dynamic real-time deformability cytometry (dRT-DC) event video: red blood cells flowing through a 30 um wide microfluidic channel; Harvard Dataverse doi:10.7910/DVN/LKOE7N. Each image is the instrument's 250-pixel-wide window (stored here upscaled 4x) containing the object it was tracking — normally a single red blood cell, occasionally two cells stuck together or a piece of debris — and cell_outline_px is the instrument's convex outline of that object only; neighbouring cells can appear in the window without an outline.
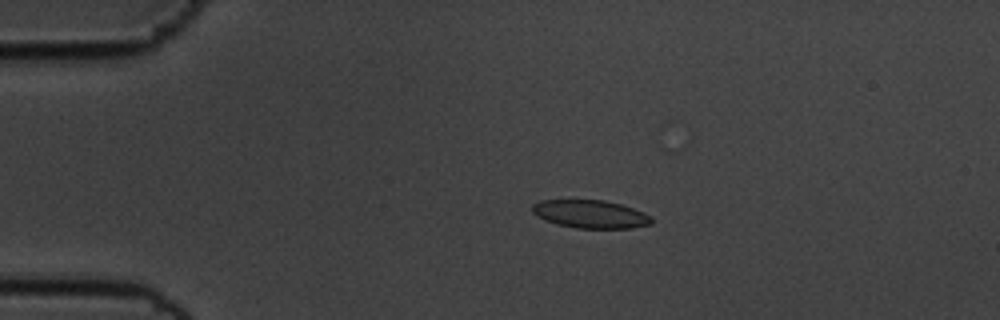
{"species": "common noctule bat (a hibernating species)", "species_latin": "Nyctalus noctula", "temperature_condition": "cold", "stored_images_in_passage": 58, "camera_frame_rate_fps": 3000, "um_per_image_px": 0.085, "animal": {"sex": "male", "body_mass_g": 19.5, "forearm_length_mm": 54.6}, "frame": {"image": 1, "passage_image": 12, "time_ms": 3.667, "image_size_px": [1000, 320], "cell_outline_px": [[652, 224], [632, 228], [576, 228], [556, 224], [544, 220], [536, 216], [532, 212], [532, 204], [540, 200], [604, 200], [620, 204], [644, 212], [652, 216]], "centroid_in_image_um": [50.18, 18.2], "position_along_channel_um": 34.8, "area_um2": 19.65}}
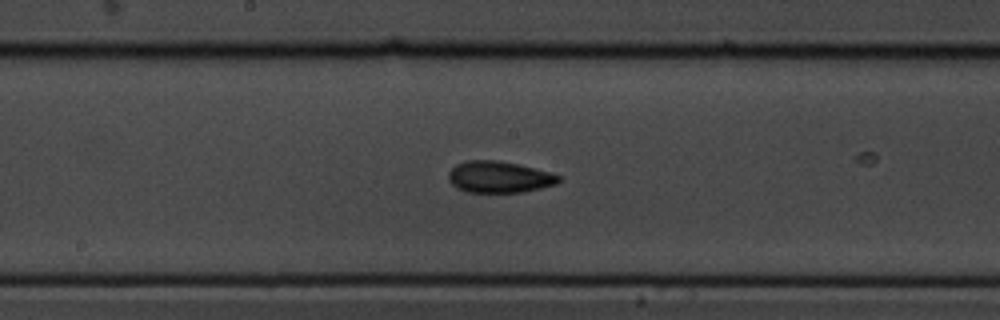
{"frame": {"image": 2, "passage_image": 30, "time_ms": 9.667, "image_size_px": [1000, 320], "cell_outline_px": [[560, 180], [556, 184], [540, 188], [520, 192], [464, 192], [456, 188], [448, 180], [448, 172], [456, 164], [468, 160], [496, 160], [520, 164], [548, 172], [560, 176]], "centroid_in_image_um": [42.38, 15.04], "position_along_channel_um": 205.8, "area_um2": 20.23}}
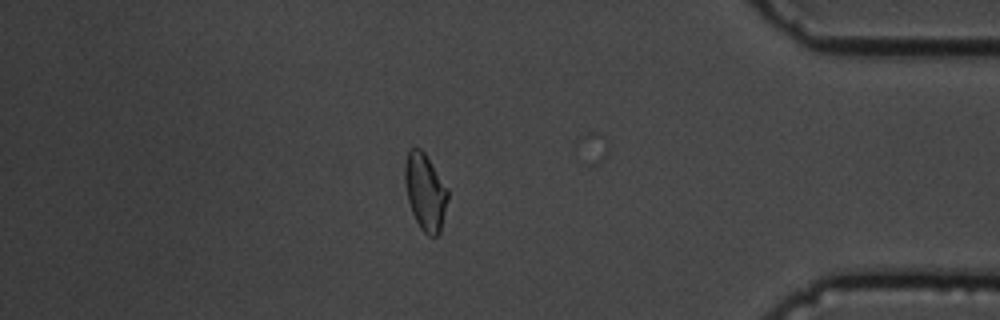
{"frame": {"image": 3, "passage_image": 49, "time_ms": 16.0, "image_size_px": [1000, 320], "cell_outline_px": [[448, 196], [440, 232], [436, 236], [428, 236], [420, 228], [412, 212], [408, 200], [404, 180], [404, 164], [408, 152], [412, 148], [420, 148], [424, 152], [448, 188]], "centroid_in_image_um": [36.13, 16.3], "position_along_channel_um": 399.1, "area_um2": 19.07}, "authors_computed_cell_mechanics": {"area_um2": 19.5364, "velocity_mm_per_s": 3.5535, "shape_relaxation_time_tau1_ms": 6.1152, "shape_relaxation_time_tau2_ms": 2.4925, "deformation_change_tau1": 0.1623, "deformation_change_tau2": 0.0806}}